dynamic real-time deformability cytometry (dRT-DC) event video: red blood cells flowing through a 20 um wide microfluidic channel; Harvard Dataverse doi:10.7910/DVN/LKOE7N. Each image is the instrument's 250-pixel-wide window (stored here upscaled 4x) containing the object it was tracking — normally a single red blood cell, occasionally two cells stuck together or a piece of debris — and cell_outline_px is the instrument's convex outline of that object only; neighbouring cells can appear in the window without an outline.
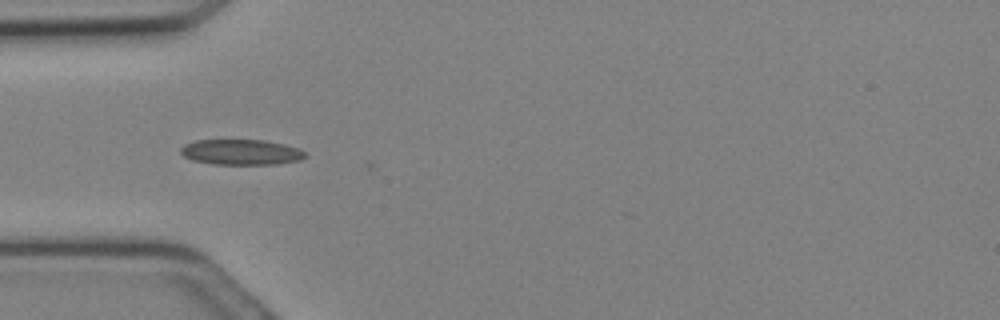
{"species": "Egyptian fruit bat (a non-hibernating species)", "species_latin": "Rousettus aegyptiacus", "temperature_condition": "cold", "stored_images_in_passage": 17, "camera_frame_rate_fps": 3000, "um_per_image_px": 0.085, "animal": {"sex": "female"}, "frame": {"image": 1, "passage_image": 1, "time_ms": 0.0, "image_size_px": [1000, 320], "cell_outline_px": [[304, 156], [300, 160], [276, 164], [212, 164], [192, 160], [184, 156], [180, 152], [180, 148], [184, 144], [196, 140], [264, 140], [284, 144], [300, 148], [304, 152]], "centroid_in_image_um": [20.47, 12.93], "position_along_channel_um": 64.5, "area_um2": 18.44}}
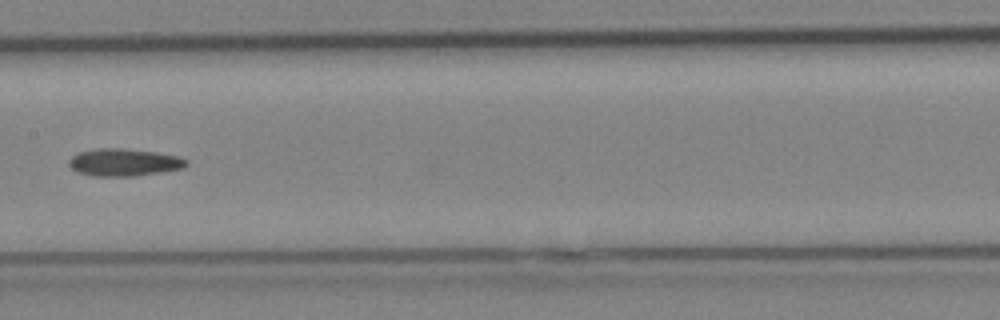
{"frame": {"image": 2, "passage_image": 7, "time_ms": 2.0, "image_size_px": [1000, 320], "cell_outline_px": [[188, 164], [184, 168], [160, 172], [132, 176], [92, 176], [80, 172], [72, 168], [68, 164], [68, 160], [72, 156], [80, 152], [96, 148], [124, 148], [156, 152], [180, 156], [188, 160]], "centroid_in_image_um": [10.57, 13.79], "position_along_channel_um": 196.8, "area_um2": 18.79}}
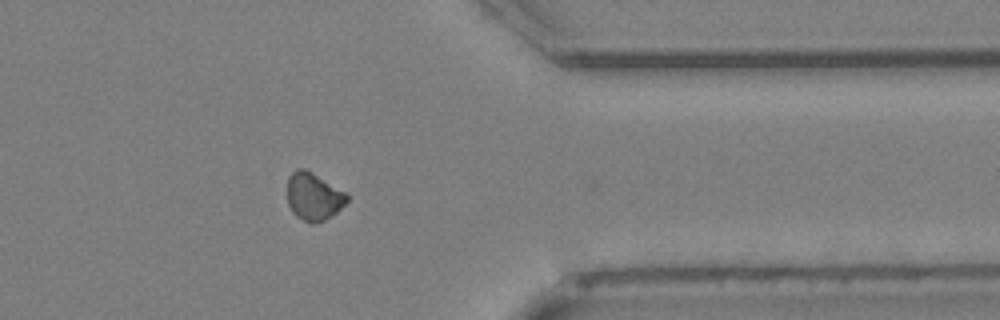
{"frame": {"image": 3, "passage_image": 16, "time_ms": 5.0, "image_size_px": [1000, 320], "cell_outline_px": [[348, 200], [332, 216], [320, 224], [308, 224], [296, 216], [292, 212], [288, 204], [288, 176], [296, 168], [304, 168], [312, 172], [348, 192]], "centroid_in_image_um": [26.67, 16.72], "position_along_channel_um": 384.7, "area_um2": 16.99}}